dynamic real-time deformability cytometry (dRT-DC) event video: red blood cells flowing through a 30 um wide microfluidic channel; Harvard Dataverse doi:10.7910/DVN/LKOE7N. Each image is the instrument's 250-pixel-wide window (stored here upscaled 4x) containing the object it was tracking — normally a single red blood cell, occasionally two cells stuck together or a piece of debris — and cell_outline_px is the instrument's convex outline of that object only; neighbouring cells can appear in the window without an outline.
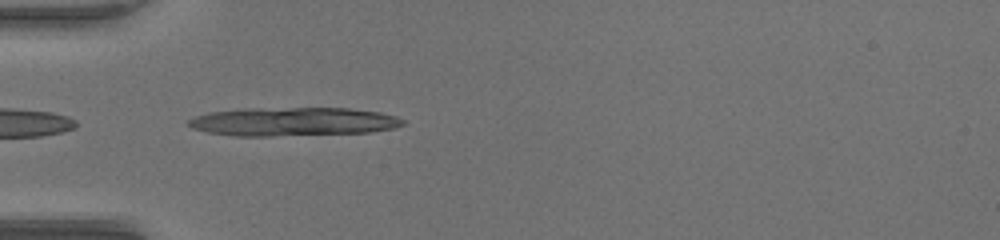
{"species": "common noctule bat (a hibernating species)", "species_latin": "Nyctalus noctula", "temperature_condition": "warm", "stored_images_in_passage": 4, "camera_frame_rate_fps": 3000, "um_per_image_px": 0.085, "animal": {"sex": "female", "body_mass_g": 17.0, "forearm_length_mm": 48.0}, "frame": {"image": 1, "passage_image": 2, "time_ms": 0.333, "image_size_px": [1000, 240], "cell_outline_px": [[404, 124], [396, 128], [368, 132], [272, 136], [236, 136], [208, 132], [192, 128], [188, 124], [188, 120], [196, 116], [212, 112], [248, 108], [348, 108], [380, 112], [396, 116], [404, 120]], "centroid_in_image_um": [24.95, 10.34], "position_along_channel_um": 60.1, "area_um2": 35.6}}